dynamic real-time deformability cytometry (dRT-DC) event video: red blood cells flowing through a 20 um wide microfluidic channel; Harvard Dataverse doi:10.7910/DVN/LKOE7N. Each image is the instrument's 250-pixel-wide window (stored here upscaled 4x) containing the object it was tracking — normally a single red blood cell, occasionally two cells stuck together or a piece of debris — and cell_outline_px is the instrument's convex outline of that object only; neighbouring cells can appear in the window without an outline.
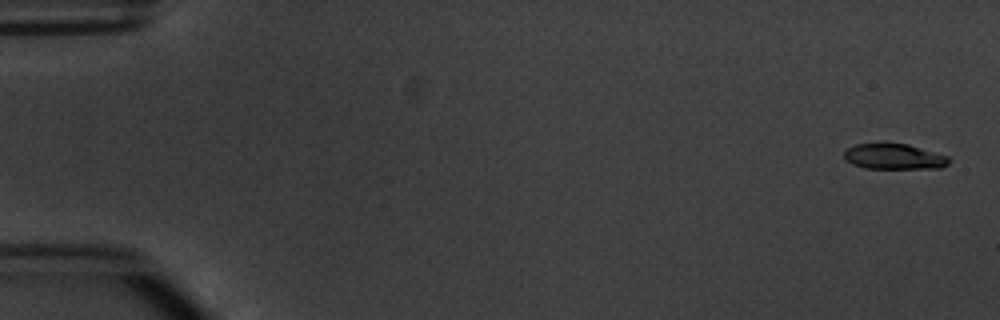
{"species": "common noctule bat (a hibernating species)", "species_latin": "Nyctalus noctula", "temperature_condition": "warm", "stored_images_in_passage": 5, "camera_frame_rate_fps": 3000, "um_per_image_px": 0.085, "animal": {"sex": "male", "body_mass_g": 20.1, "forearm_length_mm": 53.5}, "frame": {"image": 1, "passage_image": 1, "time_ms": 0.0, "image_size_px": [1000, 320], "cell_outline_px": [[952, 160], [948, 164], [940, 168], [864, 168], [852, 164], [844, 160], [844, 152], [848, 148], [856, 144], [880, 140], [884, 140], [908, 144], [948, 156]], "centroid_in_image_um": [75.95, 13.26], "position_along_channel_um": 9.0, "area_um2": 16.3}}
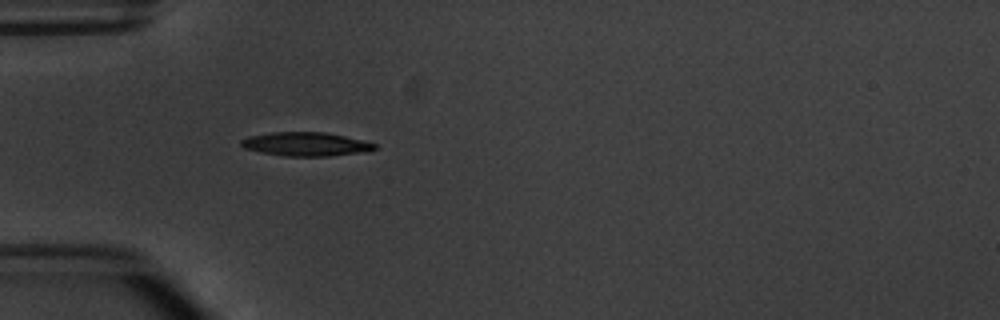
{"frame": {"image": 2, "passage_image": 5, "time_ms": 5.0, "image_size_px": [1000, 320], "cell_outline_px": [[376, 148], [368, 152], [328, 156], [284, 156], [260, 152], [244, 148], [240, 144], [240, 140], [248, 136], [272, 132], [328, 132], [364, 140], [376, 144]], "centroid_in_image_um": [26.01, 12.25], "position_along_channel_um": 59.0, "area_um2": 18.73}}